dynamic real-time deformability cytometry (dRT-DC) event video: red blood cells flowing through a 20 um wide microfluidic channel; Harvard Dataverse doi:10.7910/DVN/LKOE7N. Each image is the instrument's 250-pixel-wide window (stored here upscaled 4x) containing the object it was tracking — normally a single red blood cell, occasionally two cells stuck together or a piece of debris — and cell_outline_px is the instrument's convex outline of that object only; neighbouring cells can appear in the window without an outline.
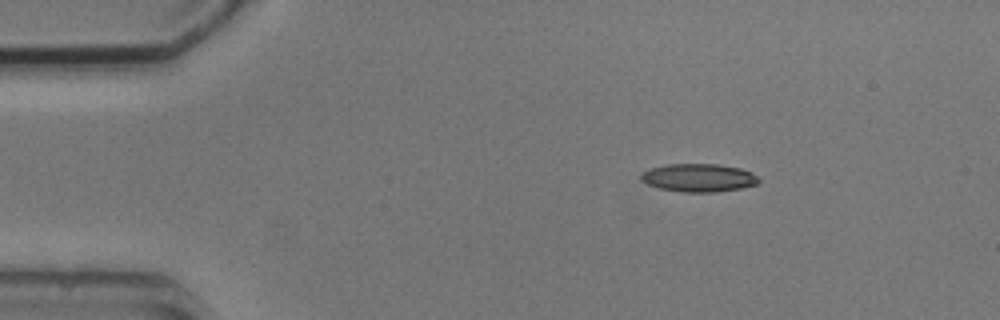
{"species": "common noctule bat (a hibernating species)", "species_latin": "Nyctalus noctula", "temperature_condition": "cold", "stored_images_in_passage": 2, "camera_frame_rate_fps": 3000, "um_per_image_px": 0.085, "animal": {"sex": "male", "body_mass_g": 20.5, "forearm_length_mm": 52.5}, "frame": {"image": 1, "passage_image": 2, "time_ms": 1.333, "image_size_px": [1000, 320], "cell_outline_px": [[760, 180], [756, 184], [740, 188], [716, 192], [684, 192], [660, 188], [648, 184], [640, 180], [640, 172], [648, 168], [668, 164], [720, 164], [740, 168], [752, 172]], "centroid_in_image_um": [59.35, 15.1], "position_along_channel_um": 25.7, "area_um2": 19.36}}